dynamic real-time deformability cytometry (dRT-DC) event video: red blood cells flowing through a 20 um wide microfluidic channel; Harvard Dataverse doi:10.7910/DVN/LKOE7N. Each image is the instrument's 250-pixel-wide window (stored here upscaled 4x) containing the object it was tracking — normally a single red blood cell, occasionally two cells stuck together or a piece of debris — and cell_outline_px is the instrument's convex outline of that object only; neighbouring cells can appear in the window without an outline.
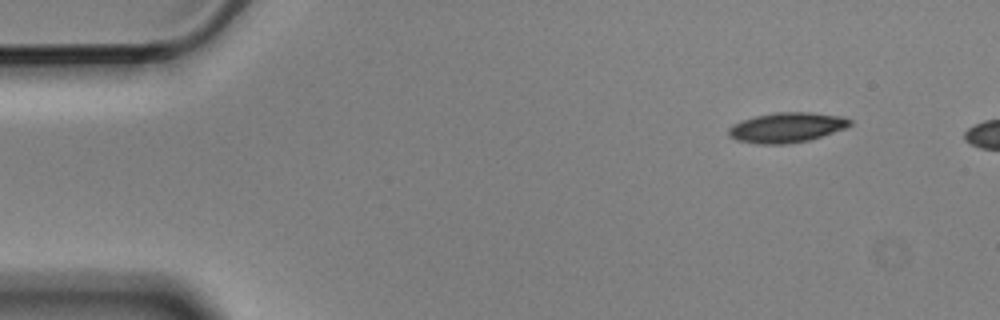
{"species": "Egyptian fruit bat (a non-hibernating species)", "species_latin": "Rousettus aegyptiacus", "temperature_condition": "cold", "stored_images_in_passage": 5, "camera_frame_rate_fps": 3000, "um_per_image_px": 0.085, "animal": {"sex": "male"}, "frame": {"image": 1, "passage_image": 1, "time_ms": 0.0, "image_size_px": [1000, 320], "cell_outline_px": [[852, 124], [848, 128], [808, 140], [784, 144], [760, 144], [736, 140], [728, 136], [728, 128], [732, 124], [756, 116], [776, 112], [812, 112], [844, 116], [852, 120]], "centroid_in_image_um": [66.91, 10.83], "position_along_channel_um": 18.1, "area_um2": 21.33}}
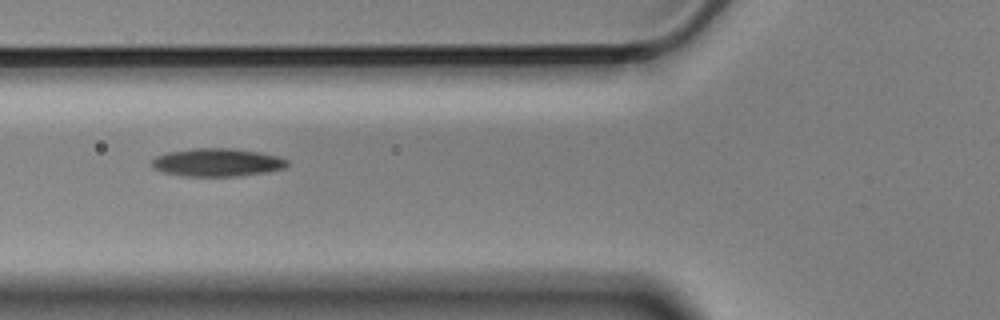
{"frame": {"image": 2, "passage_image": 5, "time_ms": 1.333, "image_size_px": [1000, 320], "cell_outline_px": [[288, 168], [268, 172], [236, 176], [184, 176], [164, 172], [152, 168], [152, 160], [156, 156], [168, 152], [196, 148], [228, 148], [260, 152], [280, 156], [288, 160]], "centroid_in_image_um": [18.51, 13.81], "position_along_channel_um": 107.3, "area_um2": 22.25}}